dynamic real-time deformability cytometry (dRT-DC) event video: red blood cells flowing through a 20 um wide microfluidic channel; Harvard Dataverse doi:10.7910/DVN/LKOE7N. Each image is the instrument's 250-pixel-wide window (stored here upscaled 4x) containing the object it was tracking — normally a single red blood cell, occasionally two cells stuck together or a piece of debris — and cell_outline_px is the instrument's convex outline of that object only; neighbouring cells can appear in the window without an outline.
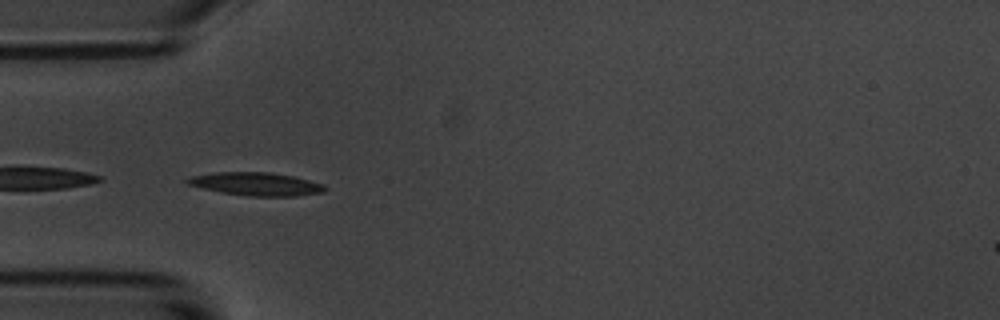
{"species": "common noctule bat (a hibernating species)", "species_latin": "Nyctalus noctula", "temperature_condition": "room temperature", "stored_images_in_passage": 40, "camera_frame_rate_fps": 3000, "um_per_image_px": 0.085, "animal": {"sex": "male", "body_mass_g": 20.1, "forearm_length_mm": 53.5}, "frame": {"image": 1, "passage_image": 1, "time_ms": 0.0, "image_size_px": [1000, 320], "cell_outline_px": [[328, 188], [324, 192], [296, 196], [248, 196], [220, 192], [188, 184], [184, 180], [192, 176], [216, 172], [268, 172], [292, 176], [324, 184]], "centroid_in_image_um": [21.8, 15.64], "position_along_channel_um": 63.2, "area_um2": 18.44}}
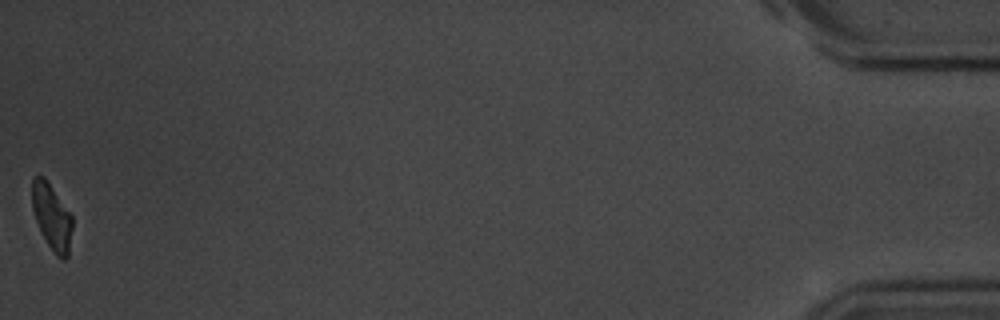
{"frame": {"image": 2, "passage_image": 40, "time_ms": 13.0, "image_size_px": [1000, 320], "cell_outline_px": [[72, 228], [68, 256], [64, 260], [60, 260], [56, 256], [40, 232], [32, 208], [32, 180], [36, 176], [44, 176], [72, 216]], "centroid_in_image_um": [4.4, 18.46], "position_along_channel_um": 430.8, "area_um2": 15.37}, "authors_computed_cell_mechanics": {"area_um2": 17.3111, "velocity_mm_per_s": 3.5857, "shape_relaxation_time_tau1_ms": 3.3305, "shape_relaxation_time_tau2_ms": null, "deformation_change_tau1": 0.135, "deformation_change_tau2": null}}